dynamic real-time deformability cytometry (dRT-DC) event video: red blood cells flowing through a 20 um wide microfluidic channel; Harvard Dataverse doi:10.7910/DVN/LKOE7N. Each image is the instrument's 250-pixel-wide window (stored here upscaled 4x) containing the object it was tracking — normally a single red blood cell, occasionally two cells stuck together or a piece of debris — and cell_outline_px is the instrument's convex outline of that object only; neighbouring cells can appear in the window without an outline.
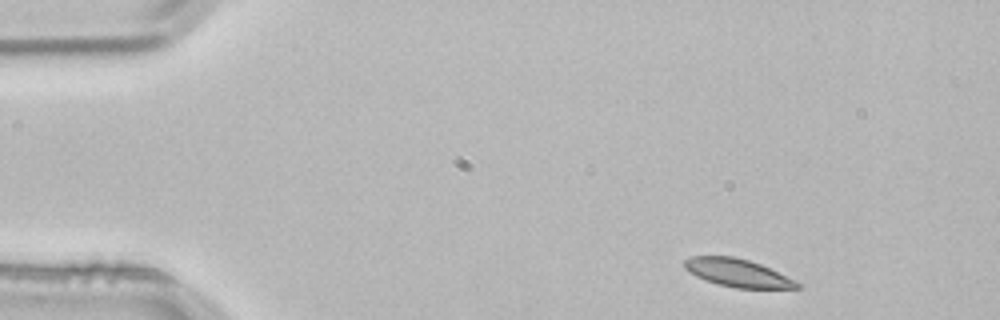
{"species": "common noctule bat (a hibernating species)", "species_latin": "Nyctalus noctula", "temperature_condition": "room temperature", "stored_images_in_passage": 2, "camera_frame_rate_fps": 3000, "um_per_image_px": 0.085, "animal": {"sex": "male", "body_mass_g": 21.5, "forearm_length_mm": 52.0}, "frame": {"image": 1, "passage_image": 1, "time_ms": 0.0, "image_size_px": [1000, 320], "cell_outline_px": [[804, 288], [736, 288], [716, 284], [696, 276], [688, 272], [684, 268], [684, 260], [692, 256], [732, 256], [748, 260], [760, 264], [796, 280], [804, 284]], "centroid_in_image_um": [62.72, 23.2], "position_along_channel_um": 22.3, "area_um2": 18.44}}